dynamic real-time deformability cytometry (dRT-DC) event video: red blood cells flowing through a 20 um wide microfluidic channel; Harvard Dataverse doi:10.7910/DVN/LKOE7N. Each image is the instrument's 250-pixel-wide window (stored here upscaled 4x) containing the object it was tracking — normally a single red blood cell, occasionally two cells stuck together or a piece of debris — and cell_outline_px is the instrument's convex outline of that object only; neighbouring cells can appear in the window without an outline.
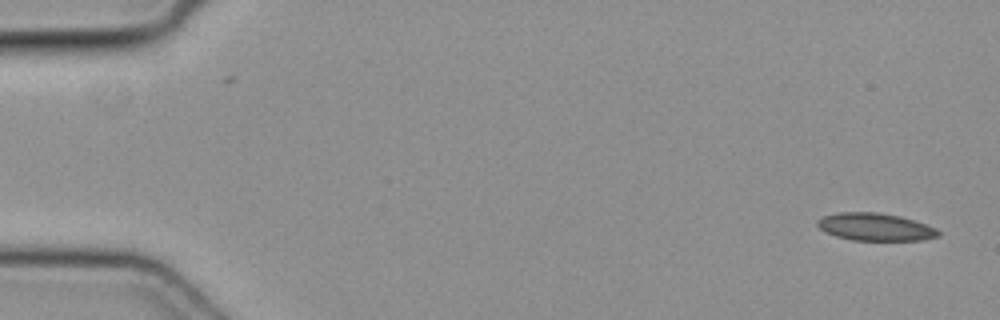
{"species": "common noctule bat (a hibernating species)", "species_latin": "Nyctalus noctula", "temperature_condition": "cold", "stored_images_in_passage": 49, "camera_frame_rate_fps": 3000, "um_per_image_px": 0.085, "animal": {"sex": "female", "body_mass_g": 19.3, "forearm_length_mm": 54.1}, "frame": {"image": 1, "passage_image": 1, "time_ms": 0.0, "image_size_px": [1000, 320], "cell_outline_px": [[940, 236], [920, 240], [852, 240], [836, 236], [820, 228], [816, 224], [816, 220], [824, 216], [836, 212], [876, 212], [900, 216], [936, 228], [940, 232]], "centroid_in_image_um": [74.38, 19.28], "position_along_channel_um": 10.6, "area_um2": 19.25}}
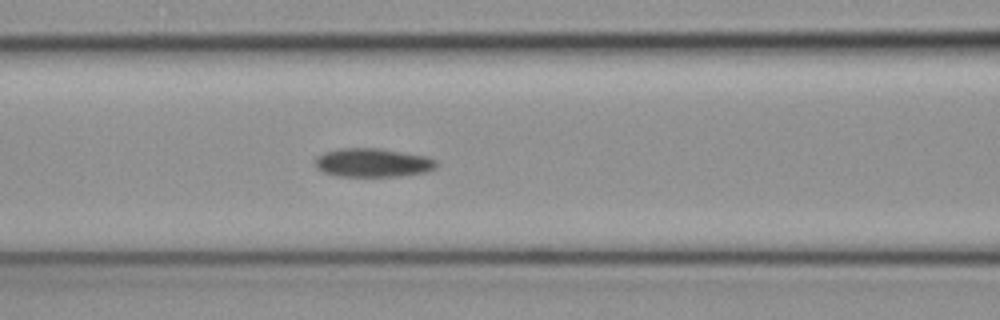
{"frame": {"image": 2, "passage_image": 20, "time_ms": 6.333, "image_size_px": [1000, 320], "cell_outline_px": [[440, 164], [436, 168], [424, 172], [396, 176], [336, 176], [324, 172], [316, 168], [312, 160], [316, 156], [324, 152], [340, 148], [380, 148], [428, 156], [436, 160]], "centroid_in_image_um": [31.66, 13.82], "position_along_channel_um": 134.9, "area_um2": 20.58}}
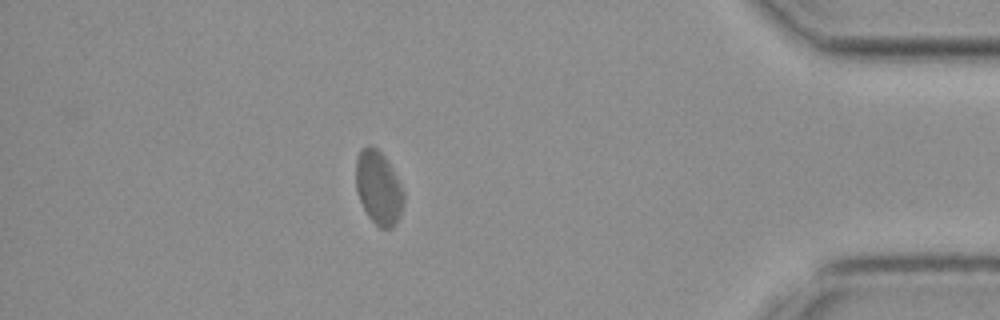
{"frame": {"image": 3, "passage_image": 43, "time_ms": 14.0, "image_size_px": [1000, 320], "cell_outline_px": [[404, 204], [400, 216], [392, 228], [380, 228], [368, 216], [356, 192], [356, 160], [360, 148], [368, 144], [376, 148], [384, 156], [392, 168], [404, 192]], "centroid_in_image_um": [32.17, 15.95], "position_along_channel_um": 403.0, "area_um2": 20.52}}